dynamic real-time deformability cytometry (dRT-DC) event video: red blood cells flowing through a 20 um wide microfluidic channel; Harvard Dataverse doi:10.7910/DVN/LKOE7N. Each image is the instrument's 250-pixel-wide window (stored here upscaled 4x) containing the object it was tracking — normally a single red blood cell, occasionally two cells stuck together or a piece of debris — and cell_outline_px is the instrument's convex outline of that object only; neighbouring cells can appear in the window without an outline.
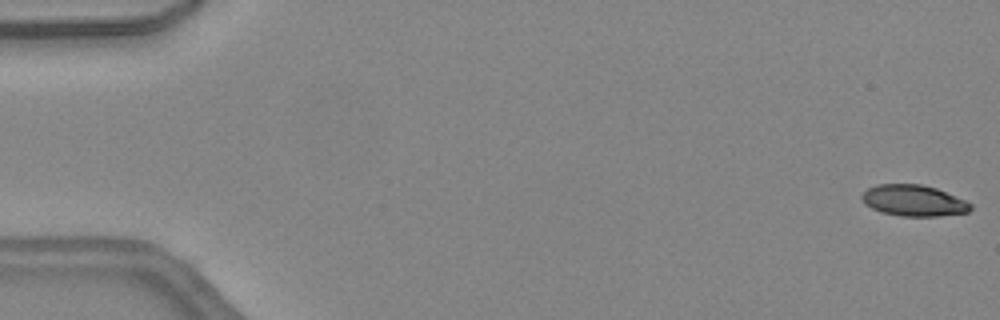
{"species": "common noctule bat (a hibernating species)", "species_latin": "Nyctalus noctula", "temperature_condition": "warm", "stored_images_in_passage": 46, "camera_frame_rate_fps": 3000, "um_per_image_px": 0.085, "animal": {"sex": "female", "body_mass_g": 24.6, "forearm_length_mm": 56.2}, "frame": {"image": 1, "passage_image": 1, "time_ms": 0.0, "image_size_px": [1000, 320], "cell_outline_px": [[972, 208], [968, 212], [940, 216], [900, 216], [880, 212], [864, 204], [860, 196], [868, 188], [876, 184], [920, 184], [936, 188], [964, 200], [972, 204]], "centroid_in_image_um": [77.63, 17.05], "position_along_channel_um": 7.4, "area_um2": 19.77}}
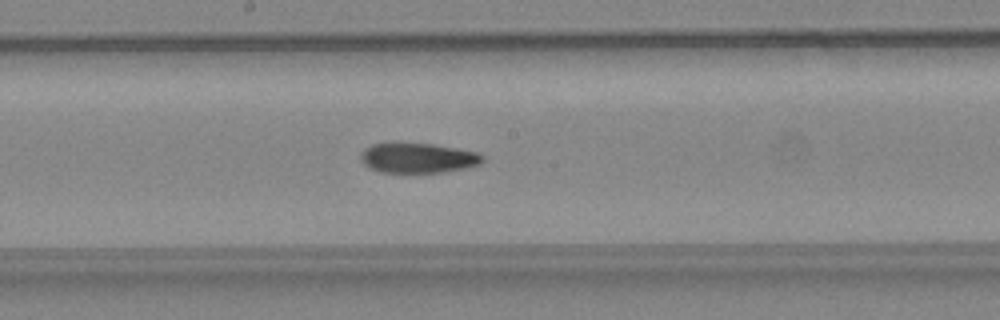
{"frame": {"image": 2, "passage_image": 25, "time_ms": 8.0, "image_size_px": [1000, 320], "cell_outline_px": [[484, 160], [480, 164], [464, 168], [444, 172], [380, 172], [368, 168], [360, 160], [360, 156], [364, 148], [372, 144], [400, 140], [432, 144], [480, 152], [484, 156]], "centroid_in_image_um": [35.48, 13.38], "position_along_channel_um": 212.7, "area_um2": 22.02}}
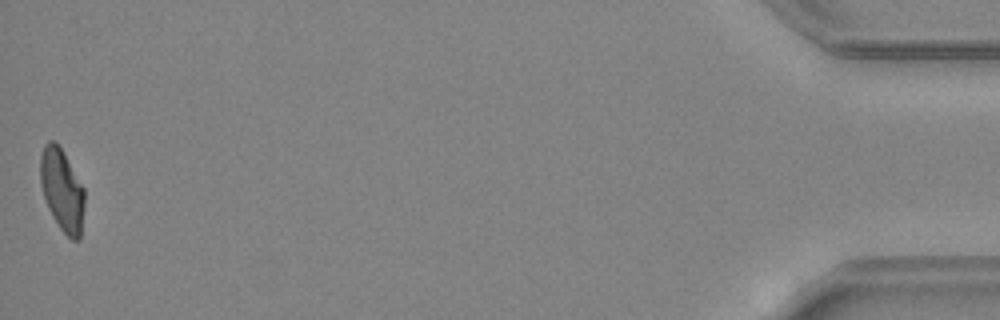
{"frame": {"image": 3, "passage_image": 46, "time_ms": 15.0, "image_size_px": [1000, 320], "cell_outline_px": [[84, 208], [80, 240], [72, 240], [60, 228], [52, 216], [48, 208], [40, 184], [40, 156], [44, 144], [48, 140], [52, 140], [64, 152], [84, 188]], "centroid_in_image_um": [5.27, 16.15], "position_along_channel_um": 429.9, "area_um2": 21.21}, "authors_computed_cell_mechanics": {"area_um2": 21.7328, "velocity_mm_per_s": 4.5186, "shape_relaxation_time_tau1_ms": null, "shape_relaxation_time_tau2_ms": 3.3984, "deformation_change_tau1": null, "deformation_change_tau2": 0.1006}}